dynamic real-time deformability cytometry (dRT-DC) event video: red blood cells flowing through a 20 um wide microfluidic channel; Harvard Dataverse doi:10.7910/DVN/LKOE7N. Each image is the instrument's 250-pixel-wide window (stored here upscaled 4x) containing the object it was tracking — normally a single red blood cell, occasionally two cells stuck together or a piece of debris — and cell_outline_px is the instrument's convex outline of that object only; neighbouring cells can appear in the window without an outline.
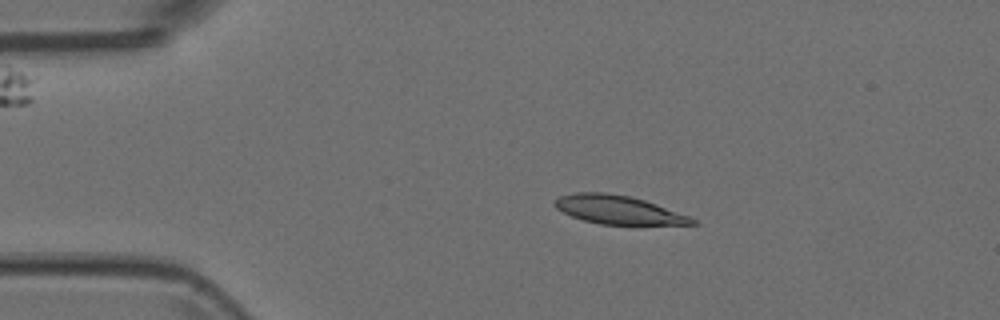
{"species": "Egyptian fruit bat (a non-hibernating species)", "species_latin": "Rousettus aegyptiacus", "temperature_condition": "room temperature", "stored_images_in_passage": 4, "camera_frame_rate_fps": 3000, "um_per_image_px": 0.085, "animal": {"sex": "female"}, "frame": {"image": 1, "passage_image": 2, "time_ms": 0.333, "image_size_px": [1000, 320], "cell_outline_px": [[700, 224], [600, 224], [584, 220], [572, 216], [556, 208], [552, 200], [560, 196], [576, 192], [604, 192], [628, 196], [644, 200], [656, 204], [688, 216], [696, 220]], "centroid_in_image_um": [52.51, 17.82], "position_along_channel_um": 32.5, "area_um2": 22.48}}
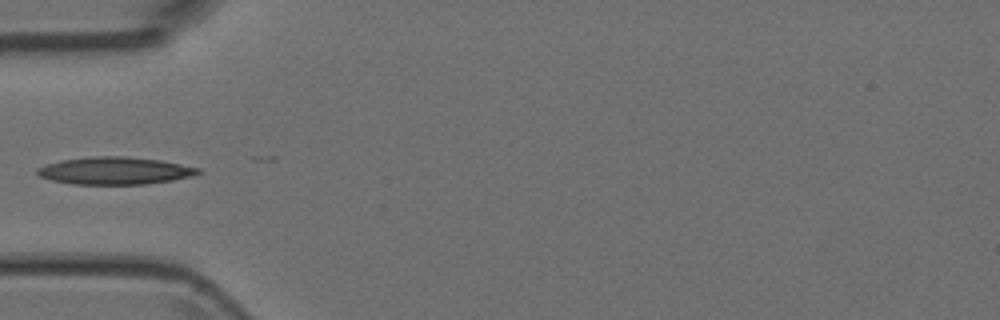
{"frame": {"image": 2, "passage_image": 4, "time_ms": 1.0, "image_size_px": [1000, 320], "cell_outline_px": [[200, 172], [192, 176], [172, 180], [148, 184], [72, 184], [52, 180], [40, 176], [36, 172], [36, 168], [44, 164], [60, 160], [88, 156], [124, 156], [160, 160], [200, 168]], "centroid_in_image_um": [9.72, 14.5], "position_along_channel_um": 75.3, "area_um2": 25.78}}